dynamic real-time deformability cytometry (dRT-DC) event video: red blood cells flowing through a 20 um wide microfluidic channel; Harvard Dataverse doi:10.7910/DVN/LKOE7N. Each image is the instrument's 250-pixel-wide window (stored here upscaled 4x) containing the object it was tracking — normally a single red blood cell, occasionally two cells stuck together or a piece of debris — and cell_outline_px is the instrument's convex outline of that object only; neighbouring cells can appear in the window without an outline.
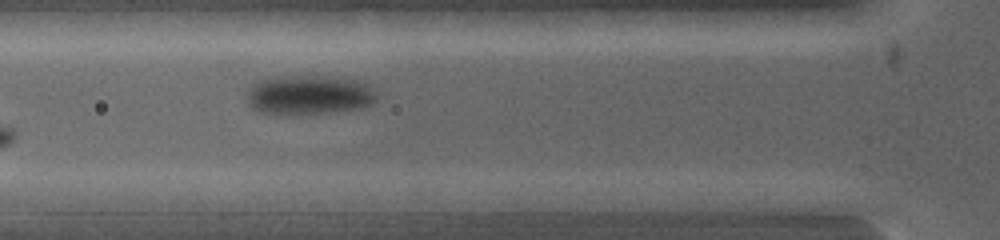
{"species": "common noctule bat (a hibernating species)", "species_latin": "Nyctalus noctula", "temperature_condition": "warm", "stored_images_in_passage": 7, "segment_of_instrument_passage": [1, 2], "camera_frame_rate_fps": 5000, "um_per_image_px": 0.085, "animal": {"sex": "female", "body_mass_g": 19.0, "forearm_length_mm": 53.3}, "frame": {"image": 1, "passage_image": 6, "time_ms": 1.0, "image_size_px": [1000, 240], "cell_outline_px": [[376, 100], [360, 108], [324, 112], [264, 112], [256, 108], [252, 104], [252, 92], [256, 84], [264, 80], [276, 76], [320, 76], [352, 80], [368, 88]], "centroid_in_image_um": [26.31, 8.04], "position_along_channel_um": 99.5, "area_um2": 27.22}}